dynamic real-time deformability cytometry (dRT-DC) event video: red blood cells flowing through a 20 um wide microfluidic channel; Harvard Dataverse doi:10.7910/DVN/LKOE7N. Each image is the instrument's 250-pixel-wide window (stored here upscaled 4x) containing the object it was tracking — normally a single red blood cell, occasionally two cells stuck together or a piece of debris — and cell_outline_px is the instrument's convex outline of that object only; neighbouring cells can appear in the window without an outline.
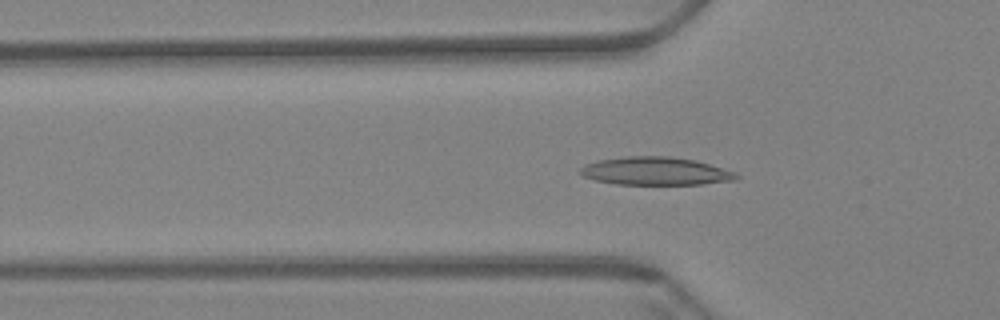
{"species": "Egyptian fruit bat (a non-hibernating species)", "species_latin": "Rousettus aegyptiacus", "temperature_condition": "warm", "stored_images_in_passage": 55, "camera_frame_rate_fps": 3000, "um_per_image_px": 0.085, "animal": {"sex": "female"}, "frame": {"image": 1, "passage_image": 14, "time_ms": 4.333, "image_size_px": [1000, 320], "cell_outline_px": [[740, 176], [736, 180], [700, 184], [616, 184], [596, 180], [584, 176], [580, 172], [580, 168], [584, 164], [600, 160], [624, 156], [668, 156], [696, 160], [732, 172]], "centroid_in_image_um": [55.69, 14.54], "position_along_channel_um": 70.1, "area_um2": 25.2}}
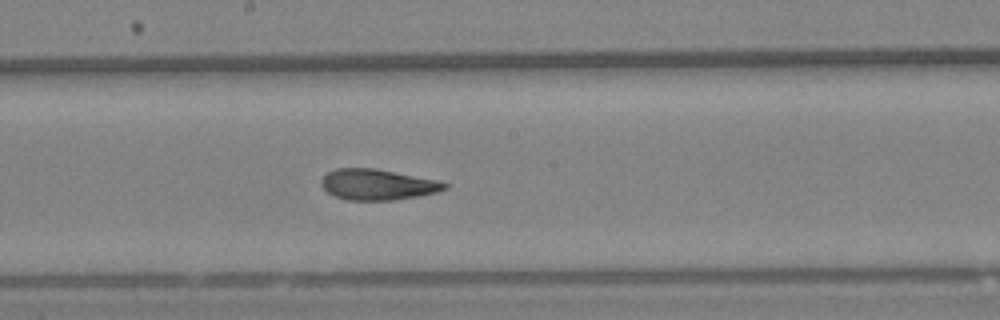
{"frame": {"image": 2, "passage_image": 27, "time_ms": 8.667, "image_size_px": [1000, 320], "cell_outline_px": [[448, 188], [436, 192], [396, 200], [348, 200], [332, 196], [320, 184], [320, 180], [328, 172], [336, 168], [376, 168], [436, 180], [448, 184]], "centroid_in_image_um": [32.05, 15.69], "position_along_channel_um": 216.1, "area_um2": 22.08}}
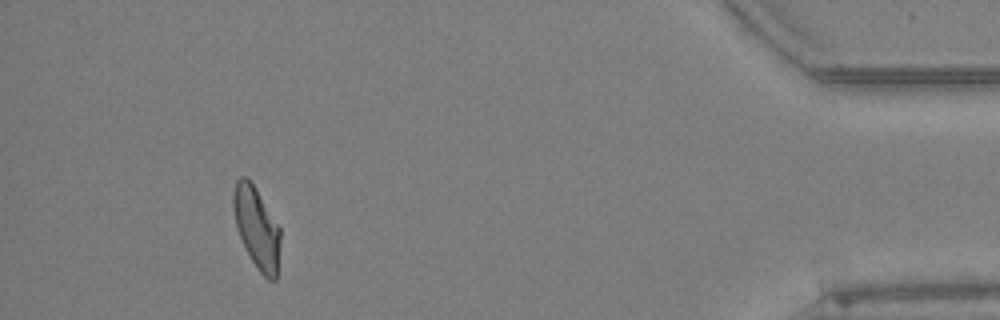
{"frame": {"image": 3, "passage_image": 50, "time_ms": 16.333, "image_size_px": [1000, 320], "cell_outline_px": [[280, 244], [276, 280], [268, 280], [260, 272], [252, 260], [240, 236], [236, 224], [232, 204], [232, 192], [236, 180], [240, 176], [248, 176], [280, 228]], "centroid_in_image_um": [21.81, 19.32], "position_along_channel_um": 413.4, "area_um2": 22.02}, "authors_computed_cell_mechanics": {"area_um2": 22.7732, "velocity_mm_per_s": 3.3823, "shape_relaxation_time_tau1_ms": 9.6661, "shape_relaxation_time_tau2_ms": 2.5607, "deformation_change_tau1": 0.2478, "deformation_change_tau2": 0.0942}}